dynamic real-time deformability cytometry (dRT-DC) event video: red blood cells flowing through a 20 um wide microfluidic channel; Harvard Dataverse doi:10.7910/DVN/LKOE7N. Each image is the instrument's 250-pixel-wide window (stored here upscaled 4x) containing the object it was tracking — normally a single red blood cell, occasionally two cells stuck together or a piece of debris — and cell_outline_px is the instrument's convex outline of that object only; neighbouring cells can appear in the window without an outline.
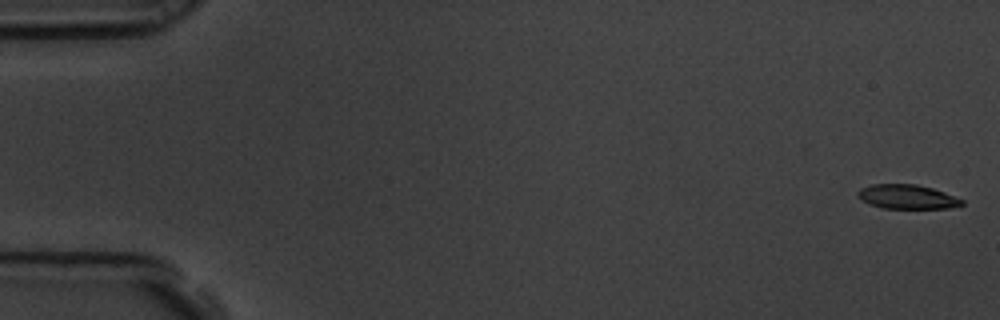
{"species": "common noctule bat (a hibernating species)", "species_latin": "Nyctalus noctula", "temperature_condition": "room temperature", "stored_images_in_passage": 6, "camera_frame_rate_fps": 3000, "um_per_image_px": 0.085, "animal": {"sex": "male", "body_mass_g": 19.5, "forearm_length_mm": 54.6}, "frame": {"image": 1, "passage_image": 1, "time_ms": 0.0, "image_size_px": [1000, 320], "cell_outline_px": [[964, 204], [948, 208], [880, 208], [868, 204], [856, 196], [856, 192], [860, 188], [872, 184], [916, 184], [932, 188], [944, 192], [964, 200]], "centroid_in_image_um": [77.06, 16.72], "position_along_channel_um": 7.9, "area_um2": 14.8}}
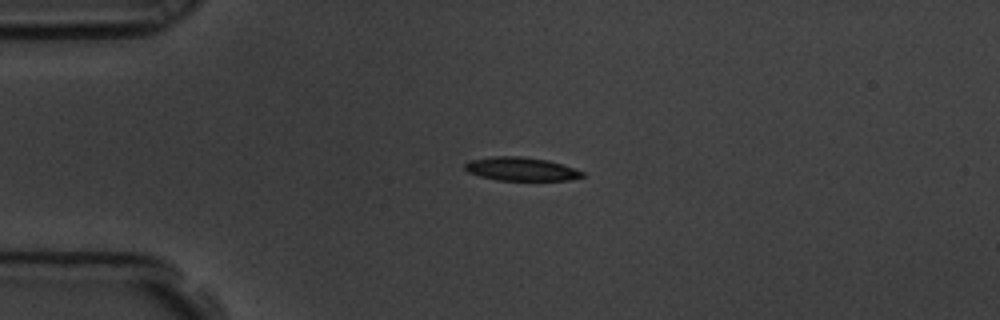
{"frame": {"image": 2, "passage_image": 4, "time_ms": 1.0, "image_size_px": [1000, 320], "cell_outline_px": [[584, 176], [568, 180], [496, 180], [480, 176], [468, 172], [464, 168], [464, 164], [468, 160], [492, 156], [520, 156], [548, 160], [584, 172]], "centroid_in_image_um": [44.23, 14.36], "position_along_channel_um": 40.8, "area_um2": 16.01}}
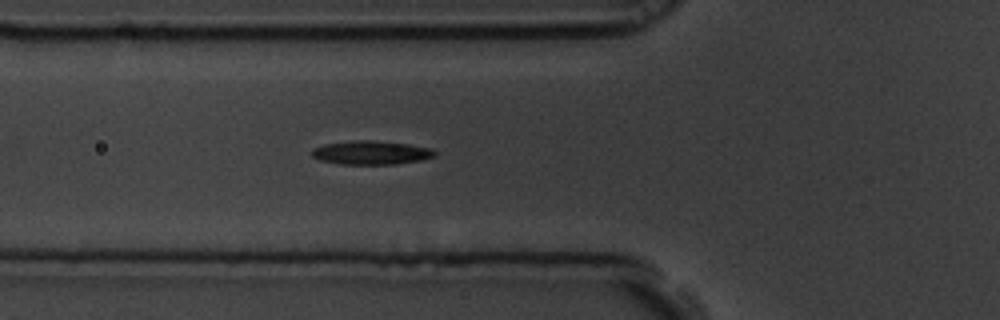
{"frame": {"image": 3, "passage_image": 6, "time_ms": 1.667, "image_size_px": [1000, 320], "cell_outline_px": [[436, 156], [420, 160], [396, 164], [340, 164], [320, 160], [312, 156], [312, 148], [324, 144], [356, 140], [372, 140], [408, 144], [432, 148], [436, 152]], "centroid_in_image_um": [31.55, 12.97], "position_along_channel_um": 94.2, "area_um2": 16.99}}